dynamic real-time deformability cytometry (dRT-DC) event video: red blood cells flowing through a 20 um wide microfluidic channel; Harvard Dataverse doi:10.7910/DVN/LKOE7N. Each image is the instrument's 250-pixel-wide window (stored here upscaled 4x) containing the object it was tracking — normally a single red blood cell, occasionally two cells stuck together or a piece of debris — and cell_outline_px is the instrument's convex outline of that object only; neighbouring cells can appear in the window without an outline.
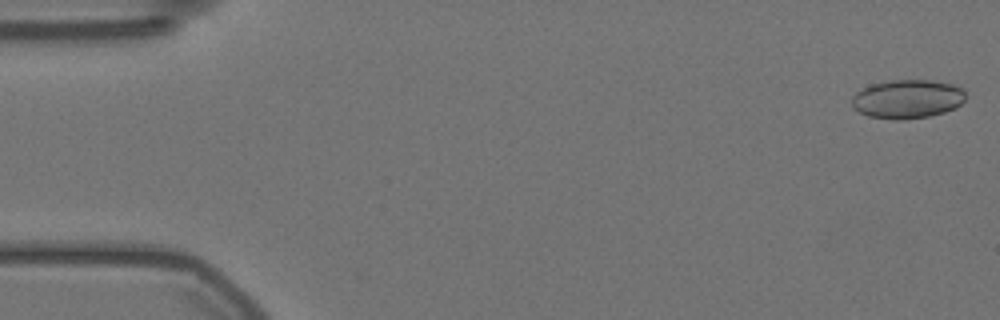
{"species": "Egyptian fruit bat (a non-hibernating species)", "species_latin": "Rousettus aegyptiacus", "temperature_condition": "warm", "stored_images_in_passage": 17, "camera_frame_rate_fps": 3000, "um_per_image_px": 0.085, "animal": {"sex": "female"}, "frame": {"image": 1, "passage_image": 1, "time_ms": 0.0, "image_size_px": [1000, 320], "cell_outline_px": [[964, 100], [956, 108], [944, 112], [928, 116], [900, 120], [896, 120], [868, 116], [852, 108], [852, 96], [856, 92], [872, 84], [892, 80], [932, 80], [952, 84], [960, 88], [964, 92]], "centroid_in_image_um": [77.11, 8.42], "position_along_channel_um": 7.9, "area_um2": 25.61}}
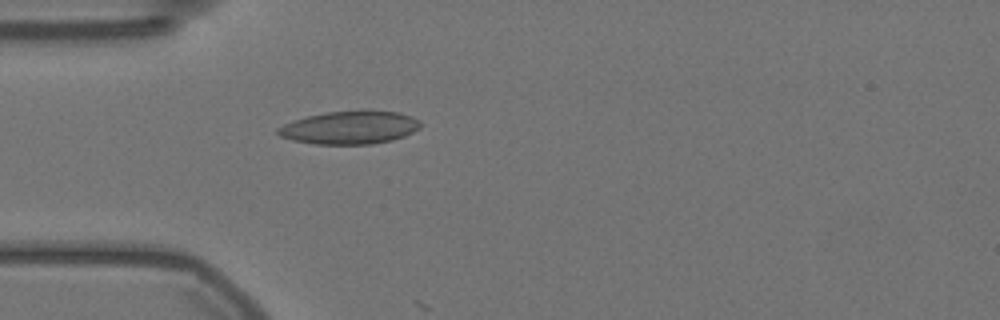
{"frame": {"image": 2, "passage_image": 16, "time_ms": 5.0, "image_size_px": [1000, 320], "cell_outline_px": [[420, 128], [404, 136], [392, 140], [372, 144], [316, 144], [292, 140], [280, 136], [276, 132], [276, 128], [284, 124], [308, 116], [328, 112], [360, 108], [364, 108], [396, 112], [420, 120]], "centroid_in_image_um": [29.74, 10.82], "position_along_channel_um": 55.3, "area_um2": 27.8}}